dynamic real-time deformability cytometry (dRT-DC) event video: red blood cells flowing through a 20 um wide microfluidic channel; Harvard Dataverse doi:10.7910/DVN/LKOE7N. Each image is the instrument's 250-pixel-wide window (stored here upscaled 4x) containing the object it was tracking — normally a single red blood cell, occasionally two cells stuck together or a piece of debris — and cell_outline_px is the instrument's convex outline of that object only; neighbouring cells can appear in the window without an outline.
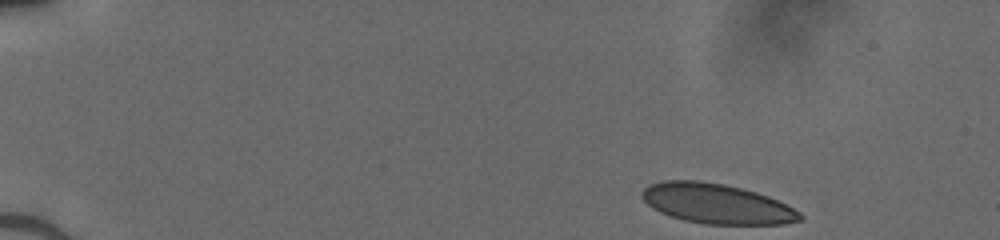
{"species": "human", "species_latin": "Homo sapiens", "temperature_condition": "cold", "stored_images_in_passage": 45, "camera_frame_rate_fps": 3000, "um_per_image_px": 0.085, "donor": {"sex": "male"}, "frame": {"image": 1, "passage_image": 1, "time_ms": 0.0, "image_size_px": [1000, 240], "cell_outline_px": [[804, 220], [784, 224], [704, 224], [684, 220], [660, 212], [652, 208], [640, 196], [640, 192], [648, 184], [664, 180], [700, 180], [724, 184], [756, 192], [768, 196], [800, 212], [804, 216]], "centroid_in_image_um": [60.89, 17.31], "position_along_channel_um": 24.1, "area_um2": 36.82}}
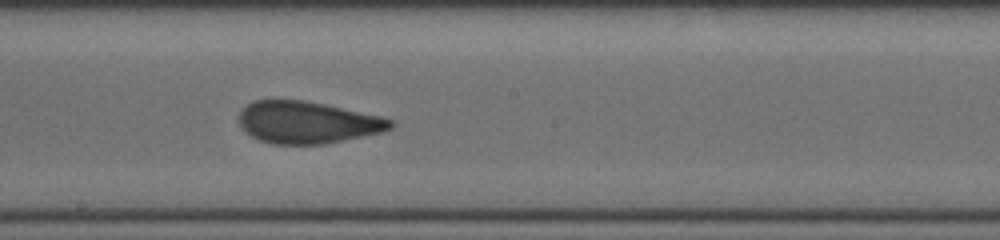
{"frame": {"image": 2, "passage_image": 24, "time_ms": 7.667, "image_size_px": [1000, 240], "cell_outline_px": [[396, 124], [392, 128], [384, 132], [324, 144], [272, 144], [260, 140], [252, 136], [240, 128], [240, 112], [248, 104], [256, 100], [304, 100], [324, 104], [380, 116], [392, 120]], "centroid_in_image_um": [26.15, 10.41], "position_along_channel_um": 222.0, "area_um2": 36.99}}
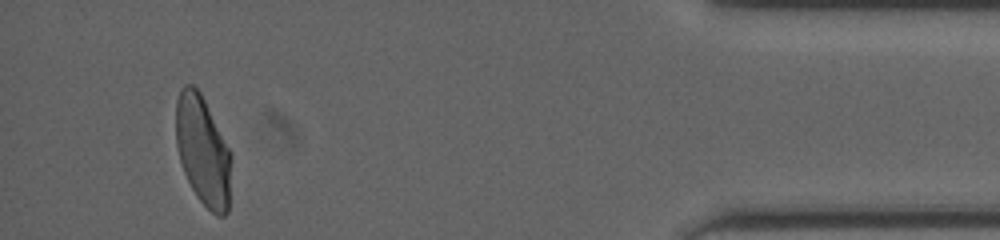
{"frame": {"image": 3, "passage_image": 42, "time_ms": 13.667, "image_size_px": [1000, 240], "cell_outline_px": [[232, 156], [228, 212], [224, 216], [216, 216], [196, 196], [184, 172], [180, 160], [176, 144], [176, 100], [180, 88], [184, 84], [192, 84], [200, 92]], "centroid_in_image_um": [17.24, 12.83], "position_along_channel_um": 418.0, "area_um2": 35.08}}